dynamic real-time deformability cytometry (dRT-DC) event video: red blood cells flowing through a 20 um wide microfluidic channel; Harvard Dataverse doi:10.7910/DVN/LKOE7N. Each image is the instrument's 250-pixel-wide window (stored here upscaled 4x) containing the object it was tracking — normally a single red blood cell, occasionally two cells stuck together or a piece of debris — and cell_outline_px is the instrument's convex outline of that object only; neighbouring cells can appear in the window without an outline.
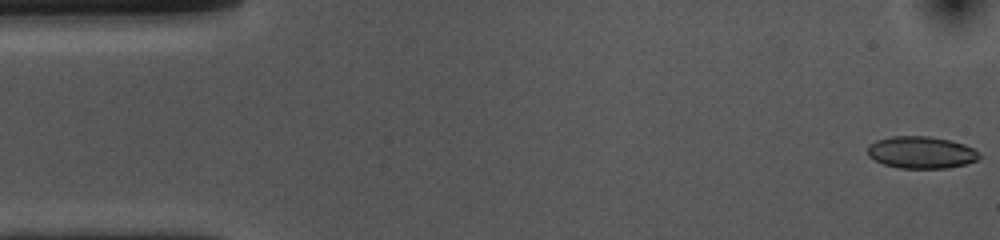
{"species": "common noctule bat (a hibernating species)", "species_latin": "Nyctalus noctula", "temperature_condition": "cold", "stored_images_in_passage": 54, "camera_frame_rate_fps": 3000, "um_per_image_px": 0.085, "animal": {"sex": "female", "body_mass_g": 10.0, "forearm_length_mm": 53.1}, "frame": {"image": 1, "passage_image": 1, "time_ms": 0.0, "image_size_px": [1000, 240], "cell_outline_px": [[980, 156], [976, 160], [964, 164], [948, 168], [900, 168], [884, 164], [868, 156], [868, 144], [876, 140], [892, 136], [928, 136], [952, 140], [964, 144], [972, 148]], "centroid_in_image_um": [78.27, 12.94], "position_along_channel_um": 6.7, "area_um2": 20.75}}
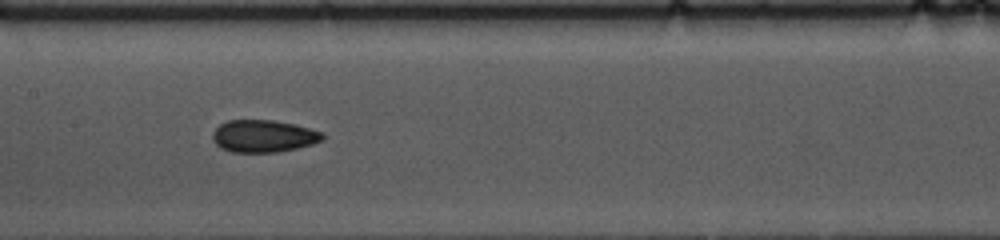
{"frame": {"image": 2, "passage_image": 25, "time_ms": 8.0, "image_size_px": [1000, 240], "cell_outline_px": [[324, 140], [312, 144], [296, 148], [276, 152], [232, 152], [220, 148], [212, 140], [212, 132], [220, 124], [228, 120], [272, 120], [296, 124], [324, 132]], "centroid_in_image_um": [22.4, 11.56], "position_along_channel_um": 185.0, "area_um2": 20.87}}
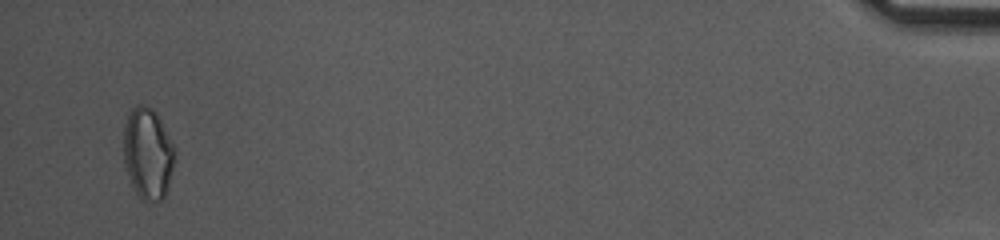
{"frame": {"image": 3, "passage_image": 52, "time_ms": 17.0, "image_size_px": [1000, 240], "cell_outline_px": [[172, 164], [168, 184], [164, 196], [160, 200], [140, 200], [128, 176], [124, 164], [124, 128], [128, 112], [136, 104], [144, 104], [152, 108], [156, 112], [172, 144]], "centroid_in_image_um": [12.51, 13.0], "position_along_channel_um": 422.7, "area_um2": 26.53}, "authors_computed_cell_mechanics": {"area_um2": 20.7213, "velocity_mm_per_s": 3.6332, "shape_relaxation_time_tau1_ms": null, "shape_relaxation_time_tau2_ms": 4.5524, "deformation_change_tau1": null, "deformation_change_tau2": 0.0856}}